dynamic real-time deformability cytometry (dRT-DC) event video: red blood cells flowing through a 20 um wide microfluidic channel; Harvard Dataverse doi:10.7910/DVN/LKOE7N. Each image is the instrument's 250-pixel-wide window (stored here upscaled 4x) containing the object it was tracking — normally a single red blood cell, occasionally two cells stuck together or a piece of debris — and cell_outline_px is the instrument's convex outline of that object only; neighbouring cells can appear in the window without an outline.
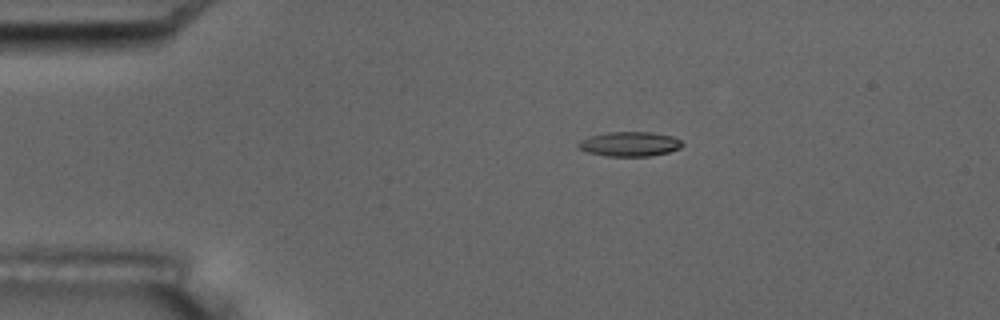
{"species": "common noctule bat (a hibernating species)", "species_latin": "Nyctalus noctula", "temperature_condition": "room temperature", "stored_images_in_passage": 4, "camera_frame_rate_fps": 3000, "um_per_image_px": 0.085, "animal": {"sex": "male", "body_mass_g": 17.5, "forearm_length_mm": 52.3}, "frame": {"image": 1, "passage_image": 1, "time_ms": 0.0, "image_size_px": [1000, 320], "cell_outline_px": [[684, 144], [680, 148], [668, 152], [648, 156], [604, 156], [588, 152], [580, 148], [576, 144], [580, 140], [588, 136], [608, 132], [652, 132], [672, 136], [680, 140]], "centroid_in_image_um": [53.51, 12.23], "position_along_channel_um": 31.5, "area_um2": 14.91}}